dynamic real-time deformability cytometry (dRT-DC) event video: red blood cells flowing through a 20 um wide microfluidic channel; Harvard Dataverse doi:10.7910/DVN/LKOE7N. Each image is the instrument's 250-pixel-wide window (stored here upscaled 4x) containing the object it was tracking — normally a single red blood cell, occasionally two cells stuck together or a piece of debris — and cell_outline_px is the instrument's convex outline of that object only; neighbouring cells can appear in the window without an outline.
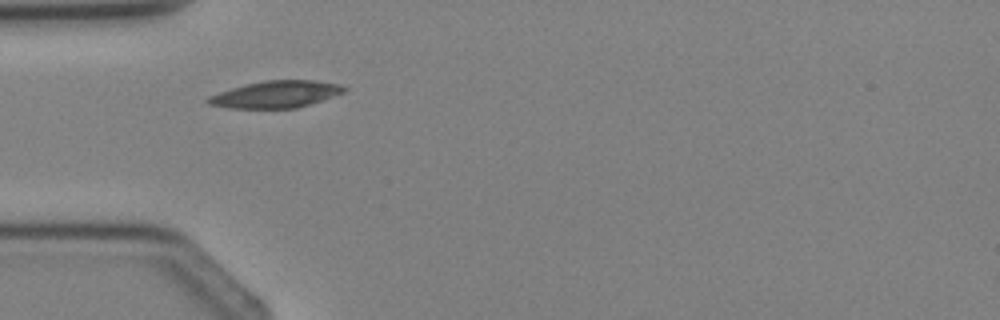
{"species": "Egyptian fruit bat (a non-hibernating species)", "species_latin": "Rousettus aegyptiacus", "temperature_condition": "cold", "stored_images_in_passage": 3, "camera_frame_rate_fps": 3000, "um_per_image_px": 0.085, "animal": {"sex": "female"}, "frame": {"image": 1, "passage_image": 3, "time_ms": 2.333, "image_size_px": [1000, 320], "cell_outline_px": [[348, 88], [344, 92], [296, 108], [228, 108], [208, 104], [204, 100], [208, 96], [232, 88], [264, 80], [316, 80], [340, 84]], "centroid_in_image_um": [23.43, 8.01], "position_along_channel_um": 61.6, "area_um2": 21.15}}